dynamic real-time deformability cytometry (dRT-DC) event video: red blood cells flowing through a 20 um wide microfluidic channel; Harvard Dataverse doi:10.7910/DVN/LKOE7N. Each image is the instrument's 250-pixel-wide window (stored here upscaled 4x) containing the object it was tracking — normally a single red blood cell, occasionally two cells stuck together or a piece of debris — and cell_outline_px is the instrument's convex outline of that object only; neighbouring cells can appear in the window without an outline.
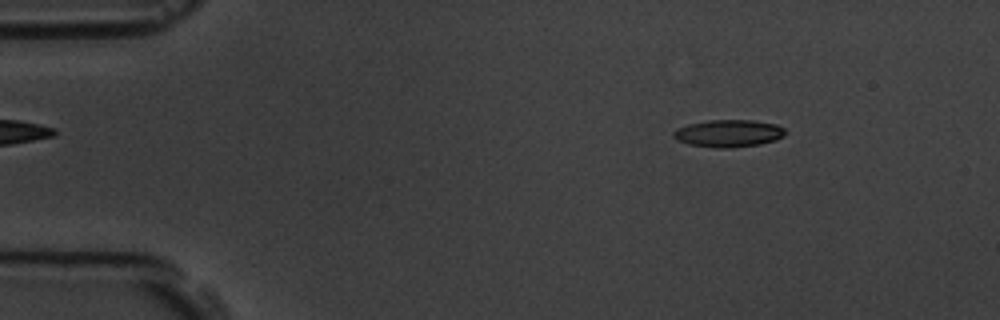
{"species": "common noctule bat (a hibernating species)", "species_latin": "Nyctalus noctula", "temperature_condition": "room temperature", "stored_images_in_passage": 58, "camera_frame_rate_fps": 3000, "um_per_image_px": 0.085, "animal": {"sex": "male", "body_mass_g": 19.5, "forearm_length_mm": 54.6}, "frame": {"image": 1, "passage_image": 8, "time_ms": 2.333, "image_size_px": [1000, 320], "cell_outline_px": [[784, 136], [776, 140], [760, 144], [732, 148], [716, 148], [688, 144], [676, 140], [672, 136], [672, 132], [688, 124], [708, 120], [752, 120], [776, 124], [784, 128]], "centroid_in_image_um": [61.92, 11.34], "position_along_channel_um": 23.1, "area_um2": 17.86}}
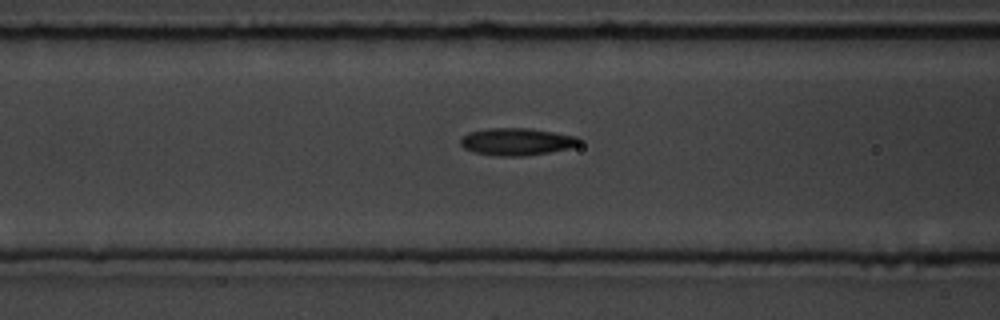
{"frame": {"image": 2, "passage_image": 23, "time_ms": 7.333, "image_size_px": [1000, 320], "cell_outline_px": [[580, 144], [572, 148], [524, 156], [496, 156], [476, 152], [464, 148], [460, 144], [460, 140], [468, 132], [488, 128], [528, 128], [576, 136], [580, 140]], "centroid_in_image_um": [43.92, 12.04], "position_along_channel_um": 122.7, "area_um2": 18.79}}
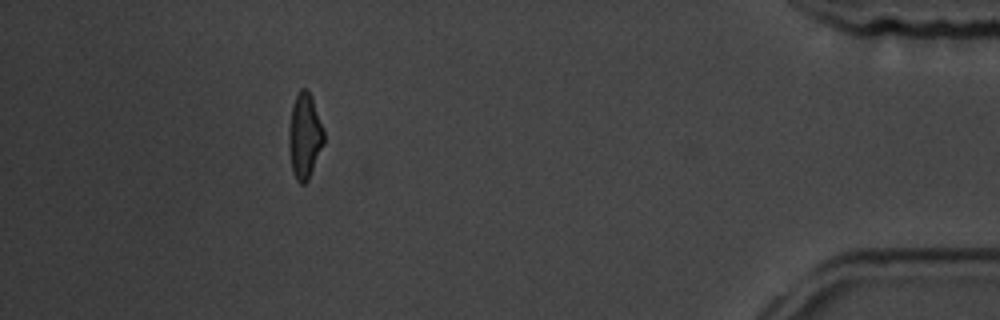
{"frame": {"image": 3, "passage_image": 52, "time_ms": 17.0, "image_size_px": [1000, 320], "cell_outline_px": [[324, 144], [308, 180], [304, 184], [300, 184], [296, 180], [292, 172], [288, 148], [288, 128], [292, 104], [300, 88], [308, 88], [312, 96], [324, 132]], "centroid_in_image_um": [25.87, 11.55], "position_along_channel_um": 409.3, "area_um2": 17.74}, "authors_computed_cell_mechanics": {"area_um2": 17.7446, "velocity_mm_per_s": 3.5507, "shape_relaxation_time_tau1_ms": 6.4691, "shape_relaxation_time_tau2_ms": 2.7789, "deformation_change_tau1": 0.181, "deformation_change_tau2": 0.1131}}